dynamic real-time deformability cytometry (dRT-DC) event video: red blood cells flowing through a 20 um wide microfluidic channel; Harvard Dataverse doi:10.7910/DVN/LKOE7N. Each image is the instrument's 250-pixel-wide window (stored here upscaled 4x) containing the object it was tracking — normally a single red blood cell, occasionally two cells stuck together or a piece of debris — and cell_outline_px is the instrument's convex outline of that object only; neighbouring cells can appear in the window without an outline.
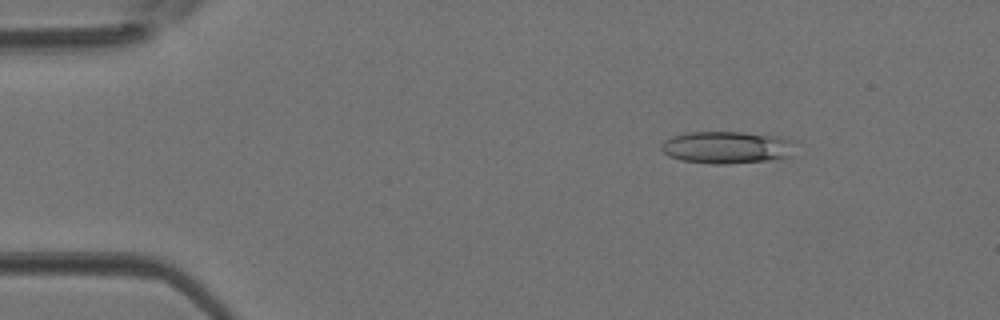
{"species": "Egyptian fruit bat (a non-hibernating species)", "species_latin": "Rousettus aegyptiacus", "temperature_condition": "room temperature", "stored_images_in_passage": 12, "camera_frame_rate_fps": 3000, "um_per_image_px": 0.085, "animal": {"sex": "female"}, "frame": {"image": 1, "passage_image": 2, "time_ms": 0.333, "image_size_px": [1000, 320], "cell_outline_px": [[796, 140], [792, 156], [768, 160], [728, 164], [712, 164], [680, 160], [668, 156], [660, 148], [664, 140], [672, 136], [688, 132], [744, 132], [780, 136]], "centroid_in_image_um": [61.82, 12.52], "position_along_channel_um": 23.2, "area_um2": 25.55}}
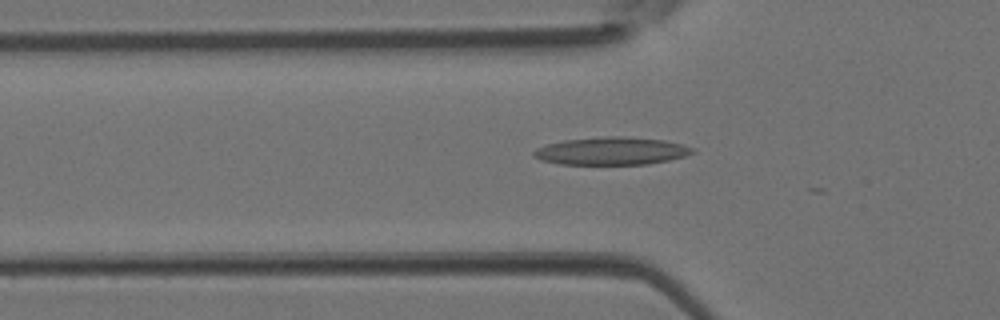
{"frame": {"image": 2, "passage_image": 10, "time_ms": 3.0, "image_size_px": [1000, 320], "cell_outline_px": [[696, 152], [684, 156], [668, 160], [648, 164], [560, 164], [540, 160], [532, 156], [532, 152], [536, 148], [544, 144], [564, 140], [608, 136], [616, 136], [664, 140], [684, 144], [696, 148]], "centroid_in_image_um": [51.96, 12.83], "position_along_channel_um": 73.8, "area_um2": 25.78}}